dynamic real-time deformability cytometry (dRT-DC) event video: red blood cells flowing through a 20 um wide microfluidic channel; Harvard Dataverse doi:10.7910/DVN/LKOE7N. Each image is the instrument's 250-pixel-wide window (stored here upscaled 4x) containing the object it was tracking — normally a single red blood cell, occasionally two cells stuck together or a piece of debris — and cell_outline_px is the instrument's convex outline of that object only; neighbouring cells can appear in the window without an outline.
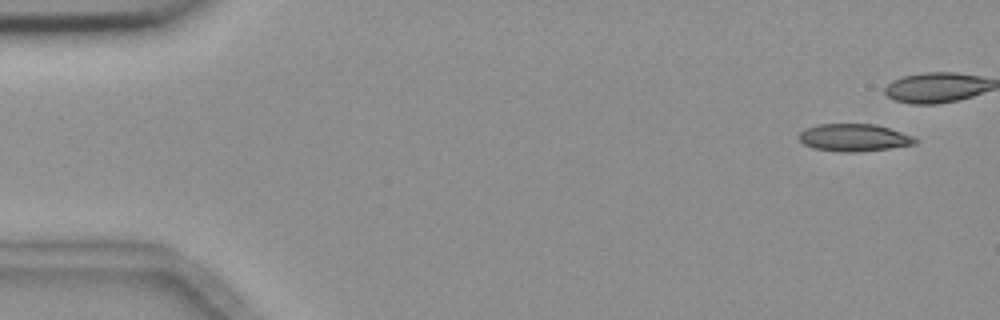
{"species": "common noctule bat (a hibernating species)", "species_latin": "Nyctalus noctula", "temperature_condition": "room temperature", "stored_images_in_passage": 7, "camera_frame_rate_fps": 3000, "um_per_image_px": 0.085, "animal": {"sex": "female", "body_mass_g": 18.4}, "frame": {"image": 1, "passage_image": 1, "time_ms": 0.0, "image_size_px": [1000, 320], "cell_outline_px": [[920, 140], [916, 144], [860, 152], [840, 152], [816, 148], [804, 144], [796, 136], [800, 132], [816, 124], [876, 124], [916, 136]], "centroid_in_image_um": [72.64, 11.69], "position_along_channel_um": 12.4, "area_um2": 18.73}}
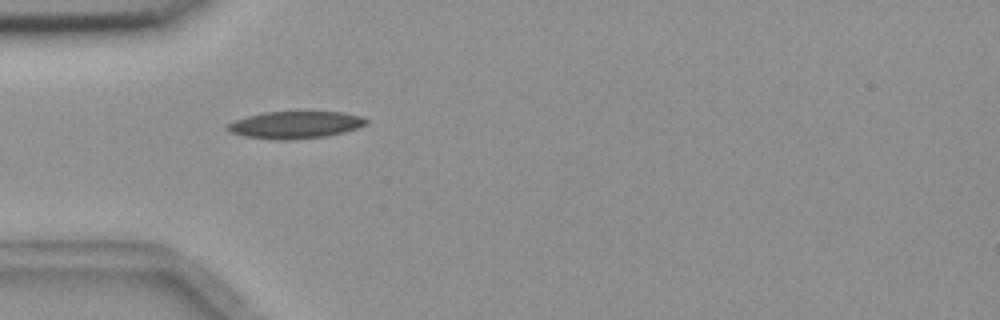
{"frame": {"image": 2, "passage_image": 6, "time_ms": 5.667, "image_size_px": [1000, 320], "cell_outline_px": [[368, 124], [344, 132], [324, 136], [292, 140], [276, 140], [244, 136], [232, 132], [228, 128], [228, 124], [236, 120], [248, 116], [264, 112], [344, 112], [360, 116], [368, 120]], "centroid_in_image_um": [25.14, 10.61], "position_along_channel_um": 59.9, "area_um2": 21.73}}